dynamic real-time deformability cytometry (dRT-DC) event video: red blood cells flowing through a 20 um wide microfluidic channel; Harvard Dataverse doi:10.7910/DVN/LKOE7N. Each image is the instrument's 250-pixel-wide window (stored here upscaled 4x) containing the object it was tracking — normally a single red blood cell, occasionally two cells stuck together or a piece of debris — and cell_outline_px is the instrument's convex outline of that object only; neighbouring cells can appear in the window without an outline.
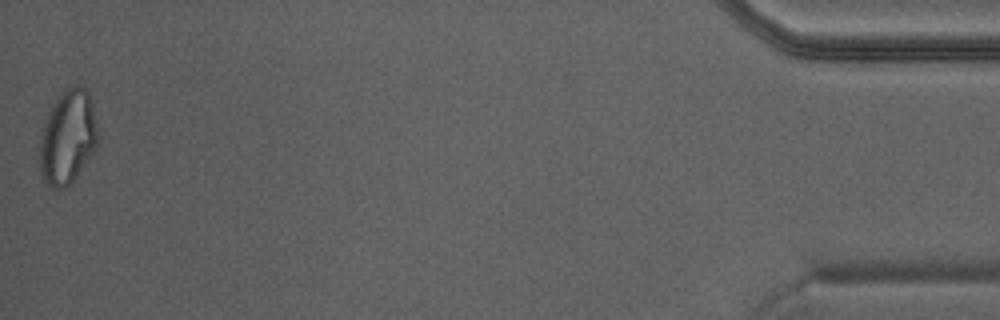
{"species": "Egyptian fruit bat (a non-hibernating species)", "species_latin": "Rousettus aegyptiacus", "temperature_condition": "warm", "stored_images_in_passage": 30, "camera_frame_rate_fps": 3000, "um_per_image_px": 0.085, "animal": {"sex": "male"}, "frame": {"image": 1, "passage_image": 30, "time_ms": 9.667, "image_size_px": [1000, 320], "cell_outline_px": [[96, 144], [88, 160], [76, 176], [64, 188], [52, 188], [44, 180], [40, 168], [40, 136], [48, 112], [52, 104], [60, 92], [64, 88], [76, 84], [84, 88], [88, 92], [92, 100], [96, 128]], "centroid_in_image_um": [5.73, 11.61], "position_along_channel_um": 429.5, "area_um2": 31.44}}